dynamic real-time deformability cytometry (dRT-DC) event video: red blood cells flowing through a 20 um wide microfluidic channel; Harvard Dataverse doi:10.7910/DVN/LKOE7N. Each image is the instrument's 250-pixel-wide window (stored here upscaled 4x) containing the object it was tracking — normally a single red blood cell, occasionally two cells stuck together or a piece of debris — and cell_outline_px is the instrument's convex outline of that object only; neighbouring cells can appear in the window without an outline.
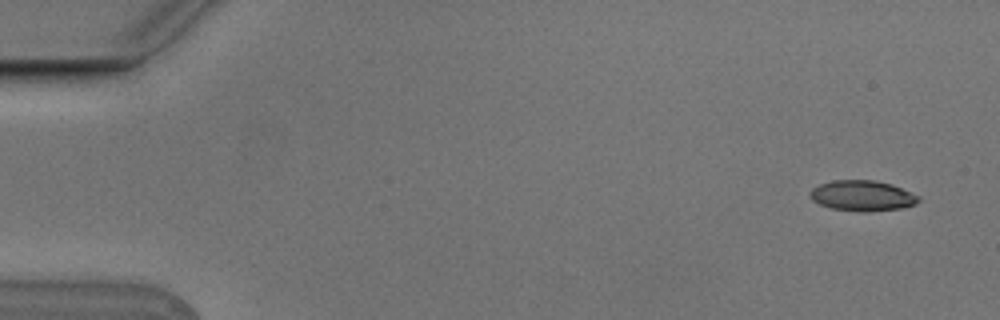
{"species": "Egyptian fruit bat (a non-hibernating species)", "species_latin": "Rousettus aegyptiacus", "temperature_condition": "cold", "stored_images_in_passage": 5, "camera_frame_rate_fps": 3000, "um_per_image_px": 0.085, "animal": {"sex": "male"}, "frame": {"image": 1, "passage_image": 1, "time_ms": 0.0, "image_size_px": [1000, 320], "cell_outline_px": [[920, 200], [916, 204], [900, 208], [860, 212], [832, 208], [820, 204], [812, 200], [812, 188], [820, 184], [832, 180], [876, 180], [892, 184], [920, 196]], "centroid_in_image_um": [73.33, 16.62], "position_along_channel_um": 11.7, "area_um2": 19.13}}
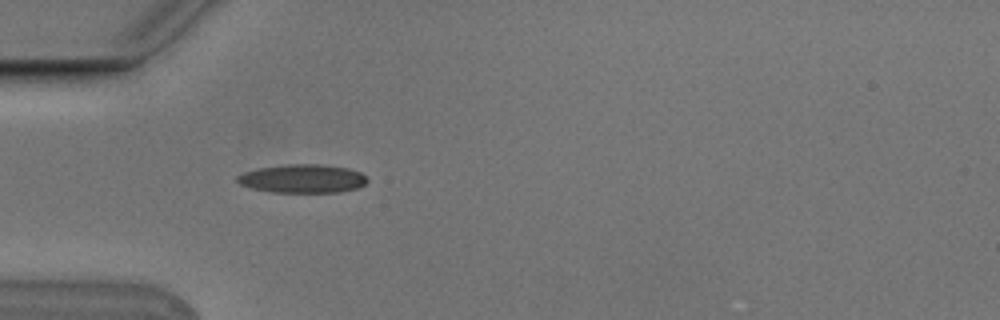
{"frame": {"image": 2, "passage_image": 5, "time_ms": 1.333, "image_size_px": [1000, 320], "cell_outline_px": [[368, 180], [364, 184], [356, 188], [340, 192], [272, 192], [252, 188], [240, 184], [236, 180], [236, 176], [244, 172], [260, 168], [288, 164], [320, 164], [348, 168], [360, 172]], "centroid_in_image_um": [25.71, 15.18], "position_along_channel_um": 59.3, "area_um2": 21.44}}